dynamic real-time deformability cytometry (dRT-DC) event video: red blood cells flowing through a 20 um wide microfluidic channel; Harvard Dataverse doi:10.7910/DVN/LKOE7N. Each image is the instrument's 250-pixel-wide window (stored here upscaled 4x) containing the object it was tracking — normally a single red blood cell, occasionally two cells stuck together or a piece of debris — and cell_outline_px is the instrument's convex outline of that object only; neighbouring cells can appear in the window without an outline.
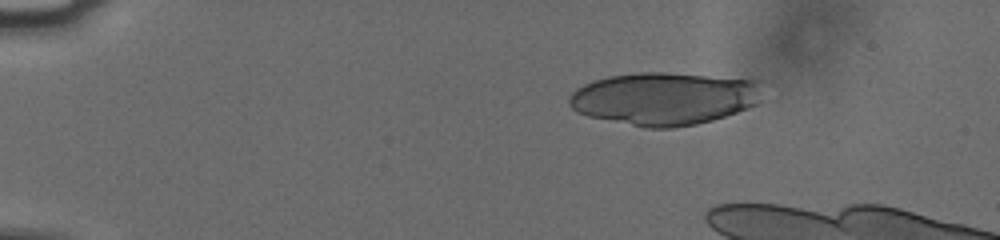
{"species": "human", "species_latin": "Homo sapiens", "temperature_condition": "cold", "stored_images_in_passage": 14, "camera_frame_rate_fps": 3000, "um_per_image_px": 0.085, "donor": {"sex": "male"}, "frame": {"image": 1, "passage_image": 1, "time_ms": 0.0, "image_size_px": [1000, 240], "cell_outline_px": [[772, 80], [760, 100], [756, 104], [748, 108], [712, 120], [696, 124], [672, 128], [644, 128], [588, 116], [576, 112], [568, 104], [568, 100], [572, 92], [576, 88], [584, 84], [608, 76], [640, 72], [664, 72]], "centroid_in_image_um": [56.59, 8.35], "position_along_channel_um": 28.4, "area_um2": 60.75}}